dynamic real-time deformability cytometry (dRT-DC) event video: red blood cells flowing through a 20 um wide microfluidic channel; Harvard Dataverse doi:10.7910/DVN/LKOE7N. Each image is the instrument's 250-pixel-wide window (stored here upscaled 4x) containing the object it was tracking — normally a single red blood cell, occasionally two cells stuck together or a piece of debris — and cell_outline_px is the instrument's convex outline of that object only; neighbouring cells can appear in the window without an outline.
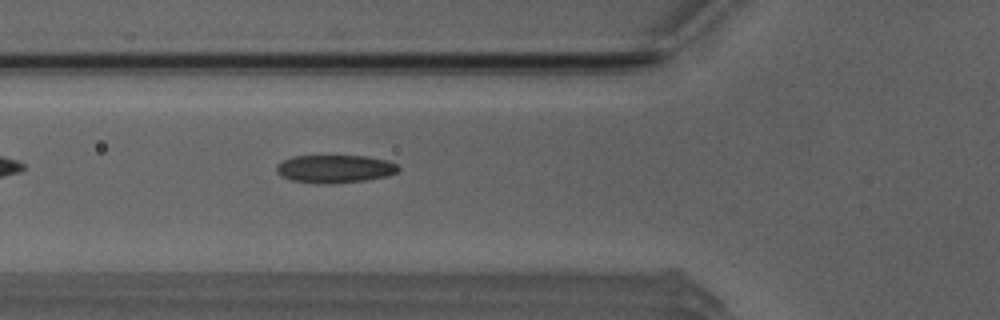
{"species": "Egyptian fruit bat (a non-hibernating species)", "species_latin": "Rousettus aegyptiacus", "temperature_condition": "room temperature", "stored_images_in_passage": 3, "camera_frame_rate_fps": 3000, "um_per_image_px": 0.085, "animal": {"sex": "male"}, "frame": {"image": 1, "passage_image": 2, "time_ms": 0.333, "image_size_px": [1000, 320], "cell_outline_px": [[400, 168], [396, 172], [388, 176], [364, 180], [332, 184], [316, 184], [292, 180], [280, 176], [276, 172], [276, 164], [292, 156], [368, 156], [388, 160], [396, 164]], "centroid_in_image_um": [28.44, 14.35], "position_along_channel_um": 97.4, "area_um2": 20.06}}